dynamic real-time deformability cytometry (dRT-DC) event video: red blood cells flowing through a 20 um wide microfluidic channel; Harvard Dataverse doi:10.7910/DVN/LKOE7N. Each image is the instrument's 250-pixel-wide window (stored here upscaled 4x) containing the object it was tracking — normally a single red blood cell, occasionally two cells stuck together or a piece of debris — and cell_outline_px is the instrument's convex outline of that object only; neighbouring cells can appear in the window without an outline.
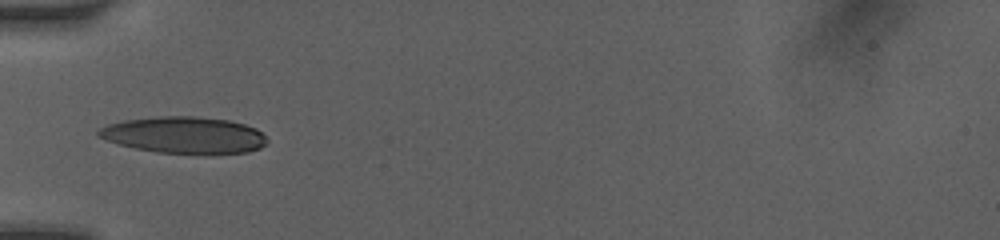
{"species": "human", "species_latin": "Homo sapiens", "temperature_condition": "room temperature", "stored_images_in_passage": 7, "camera_frame_rate_fps": 3000, "um_per_image_px": 0.085, "donor": {"sex": "female"}, "frame": {"image": 1, "passage_image": 1, "time_ms": 0.0, "image_size_px": [1000, 240], "cell_outline_px": [[268, 140], [260, 148], [248, 152], [204, 156], [156, 152], [116, 144], [96, 136], [96, 132], [100, 128], [108, 124], [124, 120], [156, 116], [196, 116], [228, 120], [244, 124], [256, 128]], "centroid_in_image_um": [15.65, 11.51], "position_along_channel_um": 69.3, "area_um2": 36.82}}
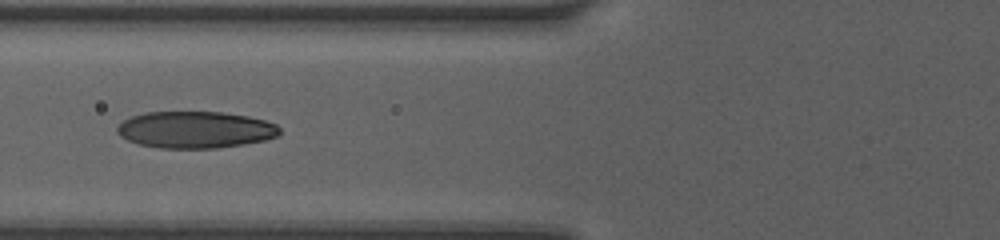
{"frame": {"image": 2, "passage_image": 6, "time_ms": 1.0, "image_size_px": [1000, 240], "cell_outline_px": [[280, 132], [276, 136], [264, 140], [244, 144], [216, 148], [160, 148], [140, 144], [128, 140], [120, 136], [116, 132], [116, 128], [124, 120], [132, 116], [144, 112], [220, 112], [248, 116], [264, 120], [276, 124], [280, 128]], "centroid_in_image_um": [16.59, 11.02], "position_along_channel_um": 109.2, "area_um2": 34.74}}